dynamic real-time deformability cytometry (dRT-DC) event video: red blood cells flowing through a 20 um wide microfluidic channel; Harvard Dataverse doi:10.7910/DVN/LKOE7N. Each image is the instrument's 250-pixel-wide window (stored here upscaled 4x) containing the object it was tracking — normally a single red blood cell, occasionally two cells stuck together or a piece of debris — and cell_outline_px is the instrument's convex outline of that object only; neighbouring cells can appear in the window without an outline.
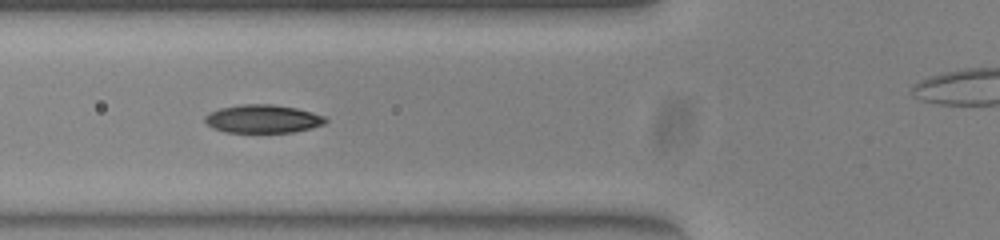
{"species": "common noctule bat (a hibernating species)", "species_latin": "Nyctalus noctula", "temperature_condition": "warm", "stored_images_in_passage": 53, "camera_frame_rate_fps": 3000, "um_per_image_px": 0.085, "animal": {"sex": "female", "body_mass_g": 23.0, "forearm_length_mm": 53.4}, "frame": {"image": 1, "passage_image": 20, "time_ms": 6.333, "image_size_px": [1000, 240], "cell_outline_px": [[328, 120], [324, 124], [312, 128], [292, 132], [224, 132], [212, 128], [204, 120], [204, 116], [220, 108], [244, 104], [272, 104], [296, 108], [312, 112], [324, 116]], "centroid_in_image_um": [22.35, 10.1], "position_along_channel_um": 103.4, "area_um2": 19.77}}
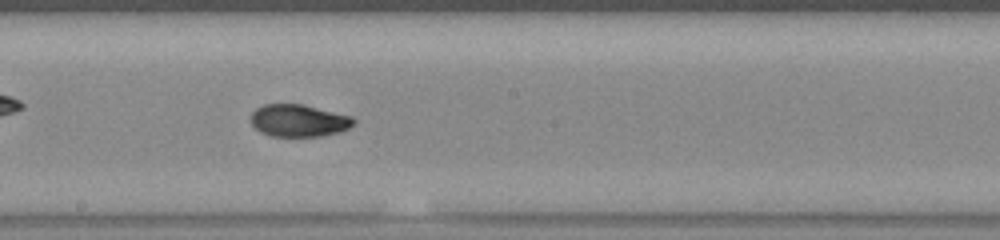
{"frame": {"image": 2, "passage_image": 29, "time_ms": 9.333, "image_size_px": [1000, 240], "cell_outline_px": [[356, 124], [340, 132], [320, 136], [268, 136], [260, 132], [252, 124], [252, 112], [256, 108], [264, 104], [304, 104], [352, 116], [356, 120]], "centroid_in_image_um": [25.42, 10.25], "position_along_channel_um": 222.8, "area_um2": 19.48}}
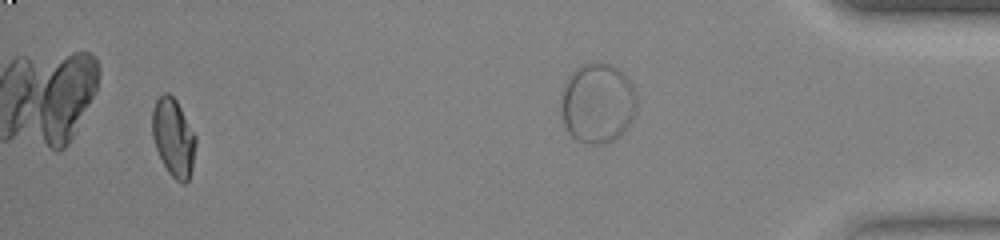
{"frame": {"image": 3, "passage_image": 50, "time_ms": 16.333, "image_size_px": [1000, 240], "cell_outline_px": [[196, 144], [192, 168], [188, 180], [184, 184], [180, 184], [168, 172], [156, 148], [152, 136], [152, 112], [156, 100], [164, 92], [168, 92], [176, 100], [196, 136]], "centroid_in_image_um": [14.74, 11.69], "position_along_channel_um": 420.5, "area_um2": 19.65}, "authors_computed_cell_mechanics": {"area_um2": 19.5942, "velocity_mm_per_s": 3.9796, "shape_relaxation_time_tau1_ms": 5.241, "shape_relaxation_time_tau2_ms": 1.6765, "deformation_change_tau1": 0.1779, "deformation_change_tau2": 0.042}}